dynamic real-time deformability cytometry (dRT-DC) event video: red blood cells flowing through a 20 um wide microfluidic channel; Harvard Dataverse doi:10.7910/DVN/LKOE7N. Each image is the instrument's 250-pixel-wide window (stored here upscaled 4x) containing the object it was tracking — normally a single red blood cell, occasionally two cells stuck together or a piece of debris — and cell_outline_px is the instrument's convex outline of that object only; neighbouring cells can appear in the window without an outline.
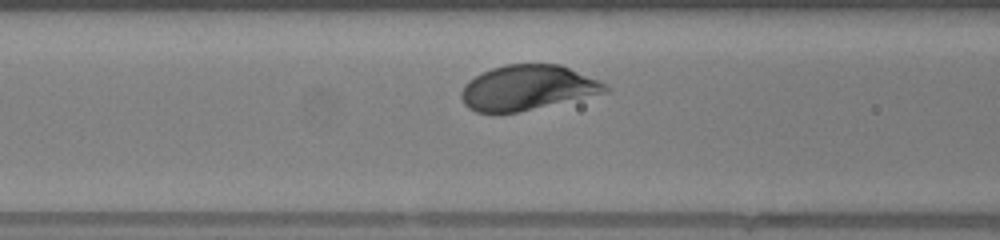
{"species": "human", "species_latin": "Homo sapiens", "temperature_condition": "warm", "stored_images_in_passage": 27, "camera_frame_rate_fps": 3000, "um_per_image_px": 0.085, "donor": {"sex": "female"}, "frame": {"image": 1, "passage_image": 8, "time_ms": 2.333, "image_size_px": [1000, 240], "cell_outline_px": [[612, 88], [608, 92], [516, 112], [476, 112], [468, 108], [464, 104], [460, 96], [460, 92], [464, 84], [468, 80], [492, 68], [504, 64], [560, 64], [608, 84]], "centroid_in_image_um": [44.83, 7.44], "position_along_channel_um": 121.8, "area_um2": 37.57}}
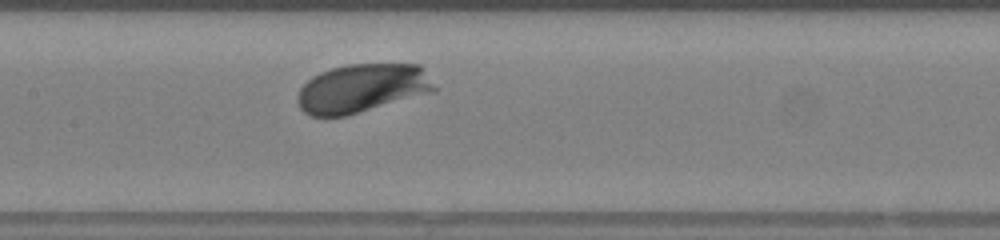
{"frame": {"image": 2, "passage_image": 12, "time_ms": 3.667, "image_size_px": [1000, 240], "cell_outline_px": [[436, 92], [344, 116], [312, 116], [304, 112], [300, 108], [296, 100], [296, 96], [300, 88], [312, 76], [320, 72], [332, 68], [348, 64], [420, 64], [436, 88]], "centroid_in_image_um": [30.77, 7.5], "position_along_channel_um": 176.6, "area_um2": 38.9}, "authors_computed_cell_mechanics": {"area_um2": 38.0324, "velocity_mm_per_s": 4.1486, "shape_relaxation_time_tau1_ms": 0.876, "shape_relaxation_time_tau2_ms": null, "deformation_change_tau1": 0.0747, "deformation_change_tau2": null}}